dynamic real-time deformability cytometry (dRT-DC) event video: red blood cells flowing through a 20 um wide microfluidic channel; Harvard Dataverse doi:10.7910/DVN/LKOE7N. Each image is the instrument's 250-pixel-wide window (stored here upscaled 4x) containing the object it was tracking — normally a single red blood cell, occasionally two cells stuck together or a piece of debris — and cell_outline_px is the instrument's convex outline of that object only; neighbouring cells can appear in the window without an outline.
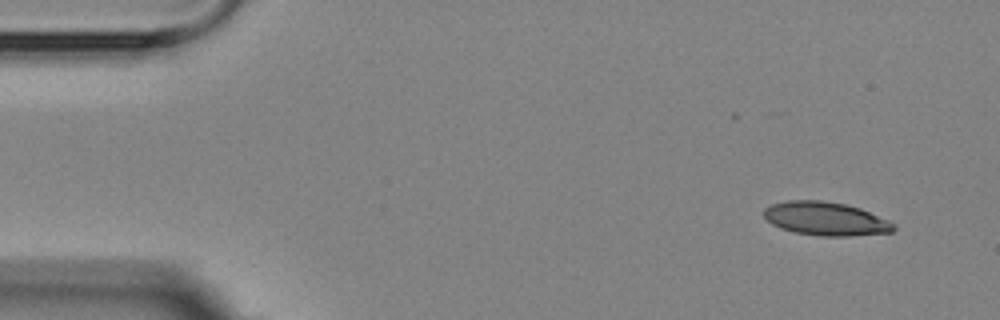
{"species": "Egyptian fruit bat (a non-hibernating species)", "species_latin": "Rousettus aegyptiacus", "temperature_condition": "room temperature", "stored_images_in_passage": 4, "camera_frame_rate_fps": 3000, "um_per_image_px": 0.085, "animal": {"sex": "female"}, "frame": {"image": 1, "passage_image": 1, "time_ms": 0.0, "image_size_px": [1000, 320], "cell_outline_px": [[896, 228], [892, 232], [848, 236], [820, 236], [796, 232], [780, 228], [772, 224], [764, 216], [764, 208], [772, 204], [788, 200], [820, 200], [844, 204], [860, 208], [888, 220], [896, 224]], "centroid_in_image_um": [70.19, 18.59], "position_along_channel_um": 14.8, "area_um2": 25.26}}
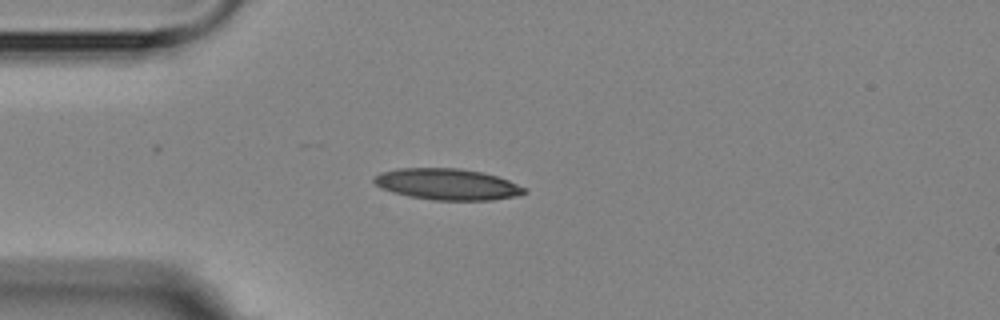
{"frame": {"image": 2, "passage_image": 4, "time_ms": 3.333, "image_size_px": [1000, 320], "cell_outline_px": [[528, 192], [516, 196], [492, 200], [432, 200], [408, 196], [392, 192], [380, 188], [372, 180], [380, 172], [400, 168], [460, 168], [480, 172], [496, 176], [508, 180], [524, 188]], "centroid_in_image_um": [37.99, 15.66], "position_along_channel_um": 47.0, "area_um2": 27.28}}